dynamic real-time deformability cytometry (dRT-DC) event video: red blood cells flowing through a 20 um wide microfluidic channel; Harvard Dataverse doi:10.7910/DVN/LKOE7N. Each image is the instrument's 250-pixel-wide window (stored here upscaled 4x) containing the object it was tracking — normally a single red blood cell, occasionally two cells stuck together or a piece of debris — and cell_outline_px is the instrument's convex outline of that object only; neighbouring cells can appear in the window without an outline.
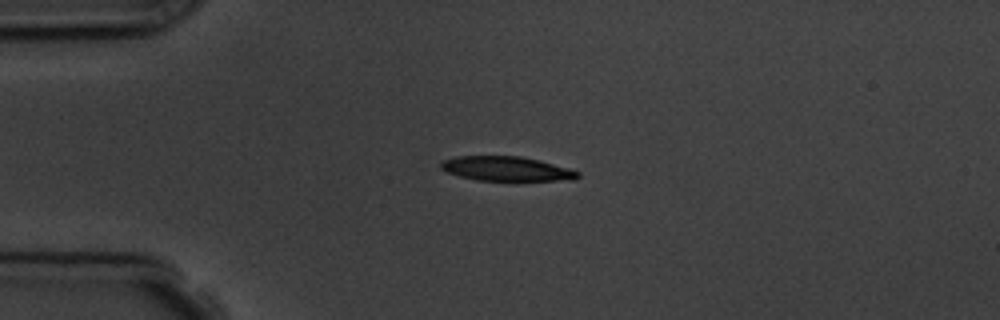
{"species": "common noctule bat (a hibernating species)", "species_latin": "Nyctalus noctula", "temperature_condition": "room temperature", "stored_images_in_passage": 4, "camera_frame_rate_fps": 3000, "um_per_image_px": 0.085, "animal": {"sex": "male", "body_mass_g": 19.5, "forearm_length_mm": 54.6}, "frame": {"image": 1, "passage_image": 3, "time_ms": 2.333, "image_size_px": [1000, 320], "cell_outline_px": [[580, 176], [576, 180], [476, 180], [460, 176], [448, 172], [440, 168], [440, 160], [456, 156], [520, 156], [540, 160], [568, 168], [580, 172]], "centroid_in_image_um": [43.04, 14.33], "position_along_channel_um": 42.0, "area_um2": 19.54}}